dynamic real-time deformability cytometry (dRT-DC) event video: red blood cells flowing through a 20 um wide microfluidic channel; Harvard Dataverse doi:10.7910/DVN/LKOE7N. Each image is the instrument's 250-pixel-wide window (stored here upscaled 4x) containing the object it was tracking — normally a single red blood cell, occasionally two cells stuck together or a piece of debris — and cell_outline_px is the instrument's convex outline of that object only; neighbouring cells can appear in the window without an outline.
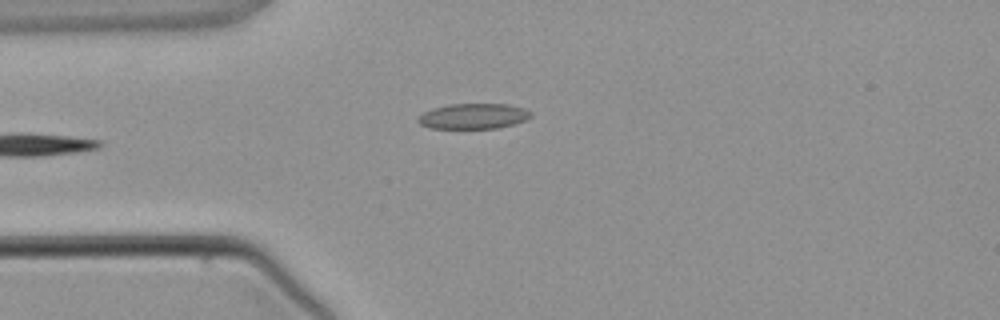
{"species": "common noctule bat (a hibernating species)", "species_latin": "Nyctalus noctula", "temperature_condition": "warm", "stored_images_in_passage": 3, "camera_frame_rate_fps": 3000, "um_per_image_px": 0.085, "animal": {"sex": "male", "body_mass_g": 21.5, "forearm_length_mm": 52.0}, "frame": {"image": 1, "passage_image": 3, "time_ms": 3.0, "image_size_px": [1000, 320], "cell_outline_px": [[532, 116], [524, 120], [512, 124], [496, 128], [432, 128], [420, 124], [416, 120], [424, 112], [432, 108], [448, 104], [508, 104], [524, 108], [532, 112]], "centroid_in_image_um": [40.24, 9.86], "position_along_channel_um": 44.8, "area_um2": 16.59}}